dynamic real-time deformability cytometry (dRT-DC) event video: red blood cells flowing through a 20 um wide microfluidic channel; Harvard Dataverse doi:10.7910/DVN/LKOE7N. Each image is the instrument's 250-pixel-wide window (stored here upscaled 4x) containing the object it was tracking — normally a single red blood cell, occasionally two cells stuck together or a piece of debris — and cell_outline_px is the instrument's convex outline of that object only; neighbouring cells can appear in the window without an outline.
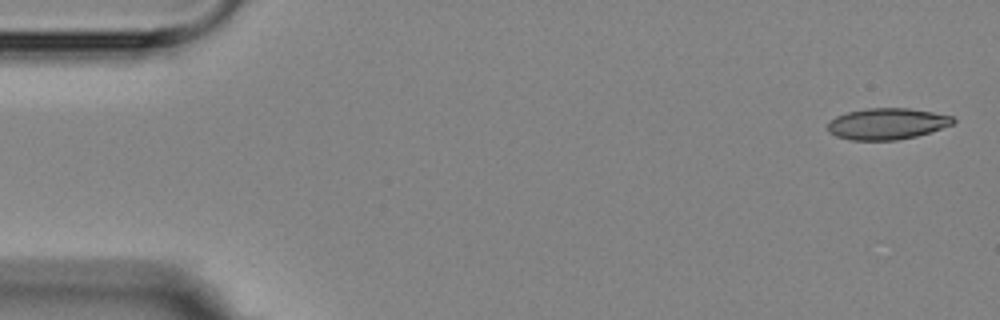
{"species": "Egyptian fruit bat (a non-hibernating species)", "species_latin": "Rousettus aegyptiacus", "temperature_condition": "room temperature", "stored_images_in_passage": 5, "camera_frame_rate_fps": 3000, "um_per_image_px": 0.085, "animal": {"sex": "female"}, "frame": {"image": 1, "passage_image": 1, "time_ms": 0.0, "image_size_px": [1000, 320], "cell_outline_px": [[956, 120], [952, 124], [916, 136], [896, 140], [852, 140], [836, 136], [828, 132], [828, 124], [836, 116], [848, 112], [868, 108], [908, 108], [932, 112], [952, 116]], "centroid_in_image_um": [75.38, 10.52], "position_along_channel_um": 9.6, "area_um2": 22.6}}